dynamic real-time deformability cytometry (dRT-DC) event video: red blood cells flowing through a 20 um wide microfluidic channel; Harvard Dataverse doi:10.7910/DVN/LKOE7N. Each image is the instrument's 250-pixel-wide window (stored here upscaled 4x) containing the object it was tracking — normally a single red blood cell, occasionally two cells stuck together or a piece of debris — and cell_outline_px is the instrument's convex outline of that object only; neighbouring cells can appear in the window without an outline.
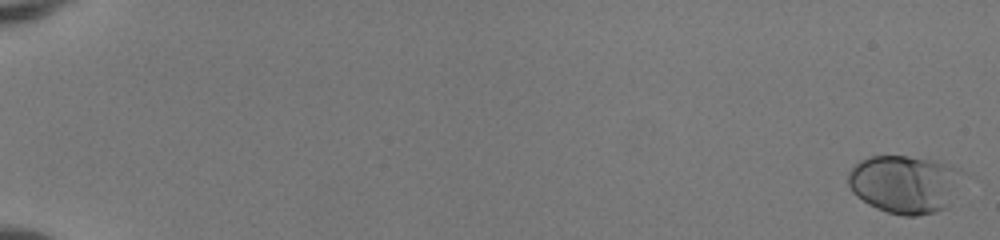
{"species": "human", "species_latin": "Homo sapiens", "temperature_condition": "room temperature", "stored_images_in_passage": 53, "camera_frame_rate_fps": 3000, "um_per_image_px": 0.085, "donor": {"sex": "female"}, "frame": {"image": 1, "passage_image": 1, "time_ms": 0.0, "image_size_px": [1000, 240], "cell_outline_px": [[968, 172], [948, 208], [936, 212], [916, 216], [904, 216], [888, 212], [876, 208], [868, 204], [856, 196], [852, 192], [848, 184], [848, 172], [860, 160], [872, 156], [908, 156], [936, 160], [960, 168]], "centroid_in_image_um": [76.98, 15.65], "position_along_channel_um": 8.0, "area_um2": 39.65}}
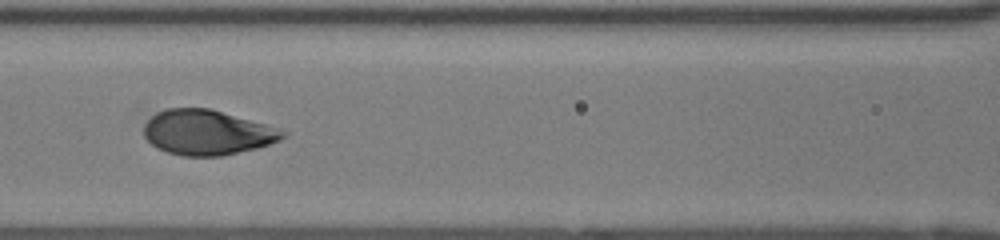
{"frame": {"image": 2, "passage_image": 27, "time_ms": 8.667, "image_size_px": [1000, 240], "cell_outline_px": [[288, 136], [280, 140], [256, 148], [220, 156], [184, 156], [168, 152], [156, 148], [144, 136], [144, 124], [156, 112], [168, 108], [208, 108], [280, 128], [288, 132]], "centroid_in_image_um": [17.61, 11.26], "position_along_channel_um": 149.0, "area_um2": 36.3}}
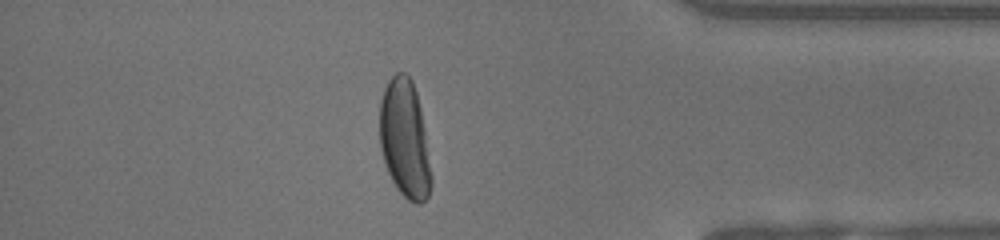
{"frame": {"image": 3, "passage_image": 47, "time_ms": 15.333, "image_size_px": [1000, 240], "cell_outline_px": [[432, 184], [428, 196], [420, 204], [416, 204], [408, 200], [396, 188], [388, 172], [380, 148], [380, 100], [384, 88], [388, 80], [396, 72], [404, 72], [412, 80], [416, 92], [420, 108], [432, 176]], "centroid_in_image_um": [34.39, 11.82], "position_along_channel_um": 400.8, "area_um2": 35.32}, "authors_computed_cell_mechanics": {"area_um2": 36.414, "velocity_mm_per_s": 4.0649, "shape_relaxation_time_tau1_ms": 3.5216, "shape_relaxation_time_tau2_ms": null, "deformation_change_tau1": 0.1805, "deformation_change_tau2": null}}